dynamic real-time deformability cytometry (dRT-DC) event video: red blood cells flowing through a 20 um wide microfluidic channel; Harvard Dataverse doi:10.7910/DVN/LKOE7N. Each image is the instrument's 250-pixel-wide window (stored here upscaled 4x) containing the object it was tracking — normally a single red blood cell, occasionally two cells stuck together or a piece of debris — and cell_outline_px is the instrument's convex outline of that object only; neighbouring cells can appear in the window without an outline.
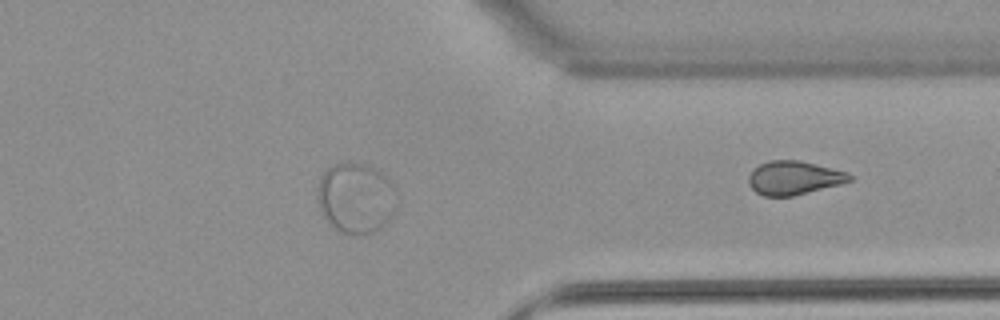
{"species": "common noctule bat (a hibernating species)", "species_latin": "Nyctalus noctula", "temperature_condition": "warm", "stored_images_in_passage": 40, "camera_frame_rate_fps": 3000, "um_per_image_px": 0.085, "animal": {"sex": "female", "body_mass_g": 22.7, "forearm_length_mm": 54.2}, "frame": {"image": 1, "passage_image": 40, "time_ms": 13.0, "image_size_px": [1000, 320], "cell_outline_px": [[852, 180], [840, 184], [792, 196], [764, 196], [756, 192], [748, 184], [748, 176], [752, 168], [768, 160], [800, 160], [848, 172], [852, 176]], "centroid_in_image_um": [67.45, 15.1], "position_along_channel_um": 343.9, "area_um2": 19.88}}